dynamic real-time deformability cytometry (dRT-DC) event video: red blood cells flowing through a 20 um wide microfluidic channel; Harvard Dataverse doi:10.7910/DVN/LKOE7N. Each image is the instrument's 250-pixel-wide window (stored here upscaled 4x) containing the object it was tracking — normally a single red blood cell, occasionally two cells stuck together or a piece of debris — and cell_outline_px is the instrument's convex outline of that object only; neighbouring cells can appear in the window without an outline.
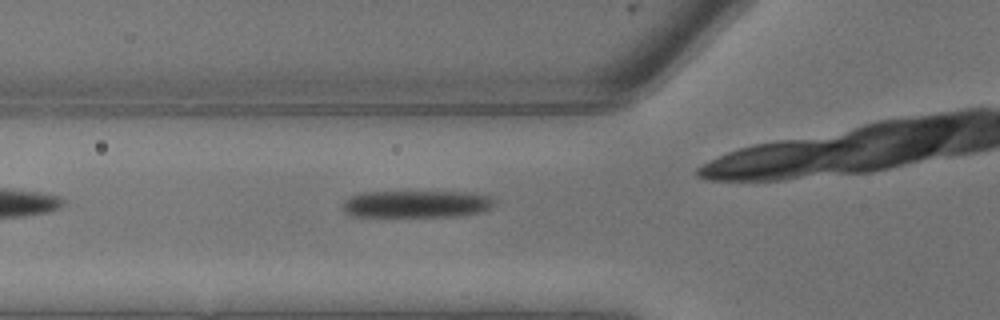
{"species": "common noctule bat (a hibernating species)", "species_latin": "Nyctalus noctula", "temperature_condition": "warm", "stored_images_in_passage": 4, "camera_frame_rate_fps": 3000, "um_per_image_px": 0.085, "animal": {"sex": "male", "body_mass_g": 13.3}, "frame": {"image": 1, "passage_image": 4, "time_ms": 1.0, "image_size_px": [1000, 320], "cell_outline_px": [[496, 204], [484, 212], [456, 216], [348, 216], [340, 208], [344, 200], [348, 196], [360, 192], [476, 192], [492, 196], [496, 200]], "centroid_in_image_um": [35.41, 17.33], "position_along_channel_um": 90.4, "area_um2": 24.62}}